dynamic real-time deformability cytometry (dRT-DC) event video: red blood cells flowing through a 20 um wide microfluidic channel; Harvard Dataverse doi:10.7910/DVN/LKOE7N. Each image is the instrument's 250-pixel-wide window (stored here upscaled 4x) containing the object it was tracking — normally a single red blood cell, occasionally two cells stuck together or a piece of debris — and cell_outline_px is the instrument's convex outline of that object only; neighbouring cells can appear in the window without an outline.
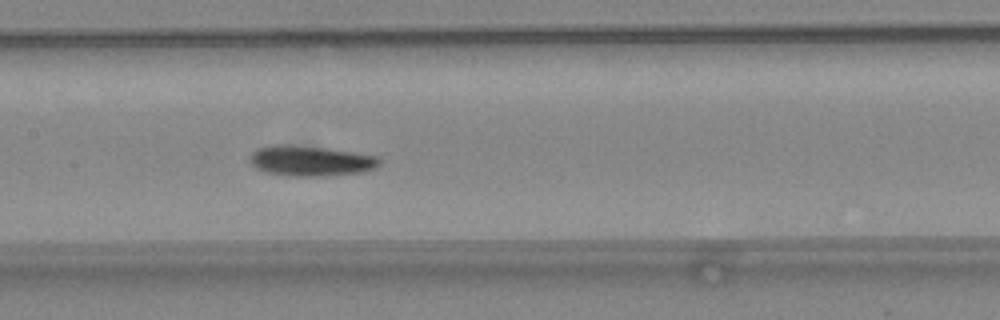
{"species": "common noctule bat (a hibernating species)", "species_latin": "Nyctalus noctula", "temperature_condition": "warm", "stored_images_in_passage": 31, "camera_frame_rate_fps": 3000, "um_per_image_px": 0.085, "animal": {"sex": "female", "body_mass_g": 24.6, "forearm_length_mm": 56.2}, "frame": {"image": 1, "passage_image": 11, "time_ms": 3.333, "image_size_px": [1000, 320], "cell_outline_px": [[380, 164], [376, 168], [360, 172], [324, 176], [288, 176], [268, 172], [256, 168], [252, 164], [252, 152], [256, 148], [272, 144], [284, 144], [324, 148], [352, 152], [376, 156], [380, 160]], "centroid_in_image_um": [26.39, 13.67], "position_along_channel_um": 181.0, "area_um2": 22.66}}
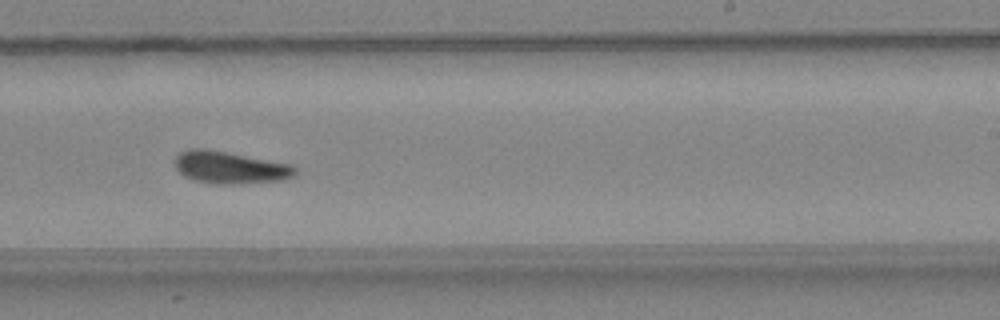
{"frame": {"image": 2, "passage_image": 17, "time_ms": 5.333, "image_size_px": [1000, 320], "cell_outline_px": [[296, 172], [292, 176], [284, 180], [232, 184], [212, 184], [196, 180], [184, 176], [176, 168], [176, 156], [180, 152], [188, 148], [204, 148], [228, 152], [292, 164], [296, 168]], "centroid_in_image_um": [19.55, 14.23], "position_along_channel_um": 269.4, "area_um2": 22.6}}
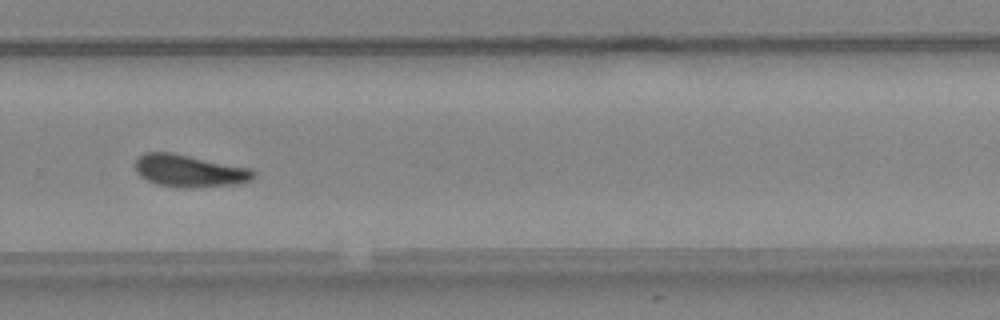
{"frame": {"image": 3, "passage_image": 20, "time_ms": 6.333, "image_size_px": [1000, 320], "cell_outline_px": [[256, 176], [252, 180], [236, 184], [188, 188], [184, 188], [156, 184], [140, 176], [136, 172], [136, 160], [144, 152], [172, 152], [252, 168], [256, 172]], "centroid_in_image_um": [16.14, 14.52], "position_along_channel_um": 313.7, "area_um2": 22.43}, "authors_computed_cell_mechanics": {"area_um2": 22.253, "velocity_mm_per_s": 4.4462, "shape_relaxation_time_tau1_ms": null, "shape_relaxation_time_tau2_ms": 11.3029, "deformation_change_tau1": null, "deformation_change_tau2": 0.2317}}